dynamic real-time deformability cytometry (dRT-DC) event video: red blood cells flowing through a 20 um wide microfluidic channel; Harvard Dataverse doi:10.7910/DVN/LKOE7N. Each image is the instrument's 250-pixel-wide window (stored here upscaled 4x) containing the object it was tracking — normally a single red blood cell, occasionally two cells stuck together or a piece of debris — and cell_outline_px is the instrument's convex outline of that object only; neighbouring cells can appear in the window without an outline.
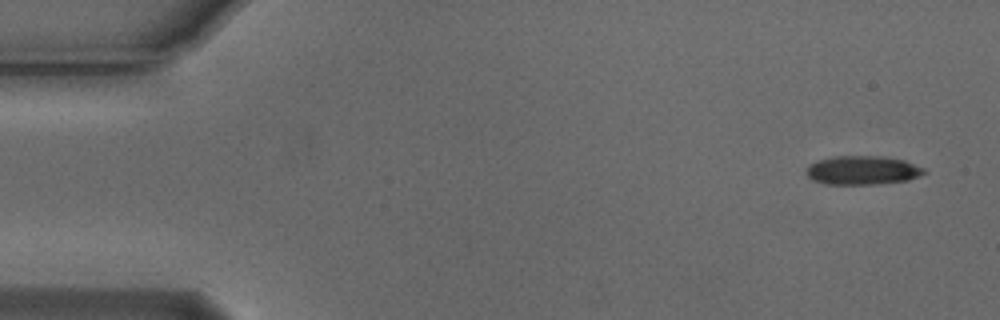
{"species": "Egyptian fruit bat (a non-hibernating species)", "species_latin": "Rousettus aegyptiacus", "temperature_condition": "cold", "stored_images_in_passage": 4, "camera_frame_rate_fps": 3000, "um_per_image_px": 0.085, "animal": {"sex": "male"}, "frame": {"image": 1, "passage_image": 1, "time_ms": 0.0, "image_size_px": [1000, 320], "cell_outline_px": [[928, 172], [908, 180], [876, 184], [824, 184], [812, 180], [808, 176], [808, 168], [816, 160], [832, 156], [884, 156], [904, 160], [924, 168]], "centroid_in_image_um": [73.33, 14.47], "position_along_channel_um": 11.7, "area_um2": 19.77}}
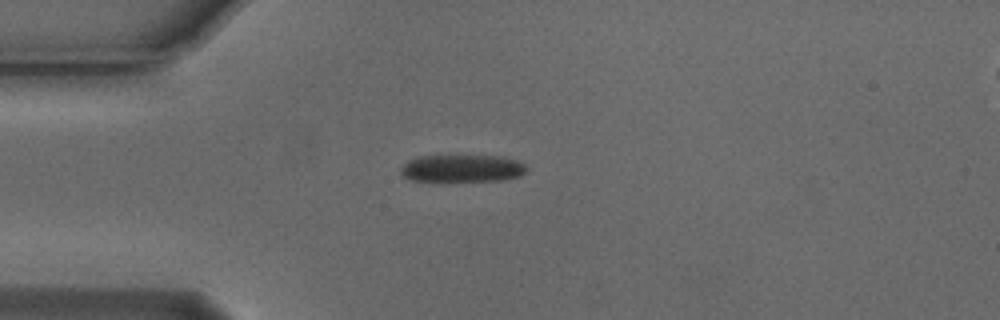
{"frame": {"image": 2, "passage_image": 4, "time_ms": 1.0, "image_size_px": [1000, 320], "cell_outline_px": [[528, 168], [520, 176], [500, 180], [440, 184], [412, 180], [404, 176], [400, 172], [400, 168], [408, 160], [420, 156], [504, 156], [516, 160], [524, 164]], "centroid_in_image_um": [39.23, 14.36], "position_along_channel_um": 45.8, "area_um2": 20.98}}